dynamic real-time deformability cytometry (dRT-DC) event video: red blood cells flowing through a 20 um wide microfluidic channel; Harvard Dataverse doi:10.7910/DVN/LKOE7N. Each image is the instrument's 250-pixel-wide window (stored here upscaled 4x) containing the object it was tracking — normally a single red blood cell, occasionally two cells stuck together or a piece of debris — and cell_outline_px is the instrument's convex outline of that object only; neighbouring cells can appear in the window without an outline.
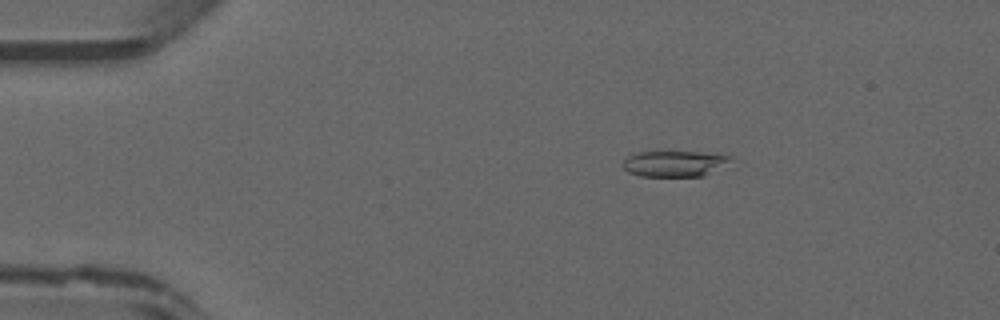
{"species": "common noctule bat (a hibernating species)", "species_latin": "Nyctalus noctula", "temperature_condition": "warm", "stored_images_in_passage": 46, "camera_frame_rate_fps": 3000, "um_per_image_px": 0.085, "animal": {"sex": "male", "forearm_length_mm": 52.5}, "frame": {"image": 1, "passage_image": 8, "time_ms": 2.333, "image_size_px": [1000, 320], "cell_outline_px": [[732, 160], [704, 176], [640, 176], [628, 172], [620, 164], [628, 156], [636, 152], [728, 152]], "centroid_in_image_um": [57.36, 13.89], "position_along_channel_um": 27.6, "area_um2": 16.47}}
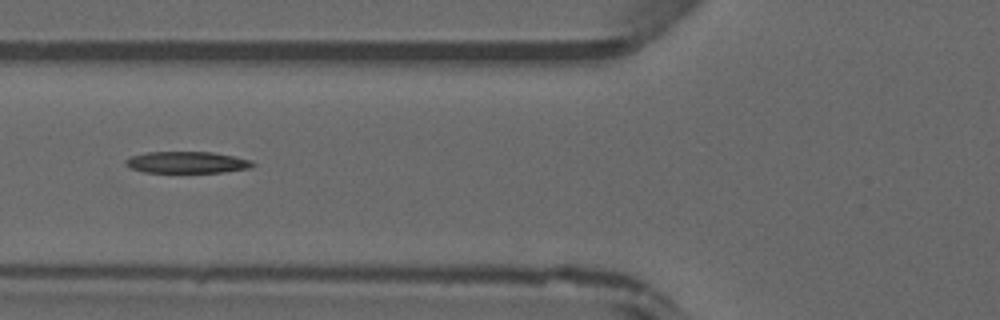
{"frame": {"image": 2, "passage_image": 18, "time_ms": 5.667, "image_size_px": [1000, 320], "cell_outline_px": [[256, 164], [252, 168], [224, 172], [144, 172], [132, 168], [124, 164], [124, 160], [132, 156], [148, 152], [212, 152], [252, 160]], "centroid_in_image_um": [15.92, 13.8], "position_along_channel_um": 109.9, "area_um2": 15.95}}
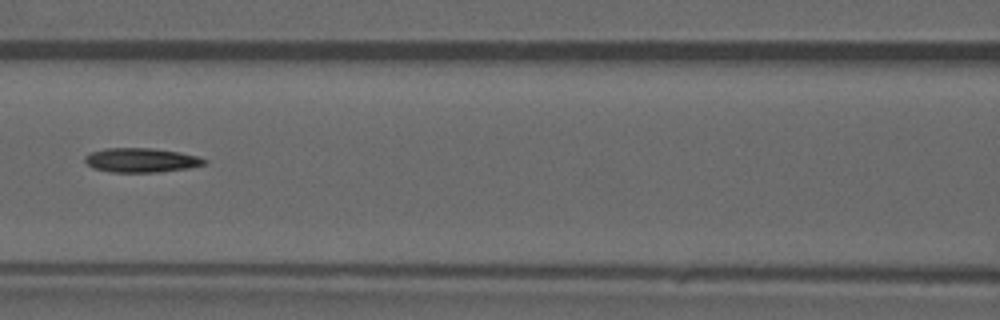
{"frame": {"image": 3, "passage_image": 21, "time_ms": 6.667, "image_size_px": [1000, 320], "cell_outline_px": [[208, 164], [188, 168], [156, 172], [112, 172], [92, 168], [84, 160], [84, 156], [92, 152], [104, 148], [152, 148], [180, 152], [196, 156], [208, 160]], "centroid_in_image_um": [12.01, 13.61], "position_along_channel_um": 154.6, "area_um2": 16.94}}